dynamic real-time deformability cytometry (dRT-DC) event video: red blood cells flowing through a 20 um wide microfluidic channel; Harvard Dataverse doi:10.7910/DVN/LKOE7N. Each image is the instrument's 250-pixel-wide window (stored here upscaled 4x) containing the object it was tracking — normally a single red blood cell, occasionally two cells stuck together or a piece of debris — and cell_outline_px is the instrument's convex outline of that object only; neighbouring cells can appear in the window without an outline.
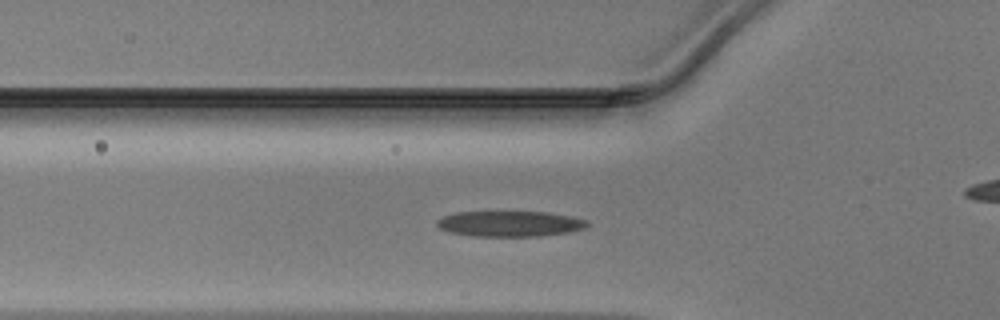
{"species": "Egyptian fruit bat (a non-hibernating species)", "species_latin": "Rousettus aegyptiacus", "temperature_condition": "warm", "stored_images_in_passage": 49, "camera_frame_rate_fps": 3000, "um_per_image_px": 0.085, "animal": {"sex": "male"}, "frame": {"image": 1, "passage_image": 16, "time_ms": 5.0, "image_size_px": [1000, 320], "cell_outline_px": [[588, 224], [584, 228], [568, 232], [540, 236], [472, 236], [448, 232], [440, 228], [436, 224], [436, 220], [444, 216], [456, 212], [548, 212], [572, 216], [588, 220]], "centroid_in_image_um": [43.33, 19.02], "position_along_channel_um": 82.5, "area_um2": 22.43}}
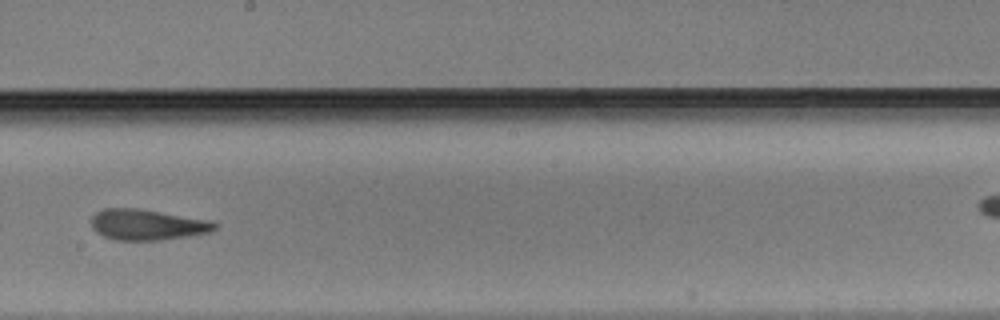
{"frame": {"image": 2, "passage_image": 27, "time_ms": 8.667, "image_size_px": [1000, 320], "cell_outline_px": [[220, 224], [212, 232], [188, 236], [160, 240], [116, 240], [104, 236], [96, 232], [92, 228], [92, 216], [96, 212], [104, 208], [140, 208], [212, 220]], "centroid_in_image_um": [12.56, 19.09], "position_along_channel_um": 235.6, "area_um2": 22.43}}
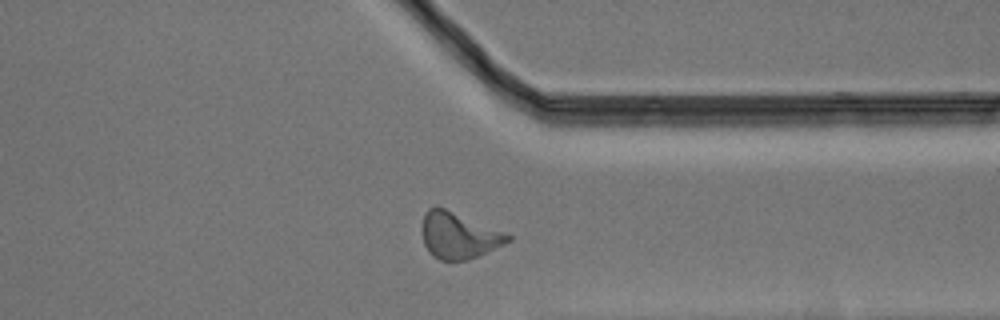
{"frame": {"image": 3, "passage_image": 37, "time_ms": 12.0, "image_size_px": [1000, 320], "cell_outline_px": [[512, 240], [504, 244], [468, 260], [440, 260], [432, 256], [428, 252], [424, 244], [420, 232], [420, 228], [424, 212], [428, 208], [436, 204], [504, 232], [512, 236]], "centroid_in_image_um": [38.91, 19.99], "position_along_channel_um": 372.5, "area_um2": 23.47}}